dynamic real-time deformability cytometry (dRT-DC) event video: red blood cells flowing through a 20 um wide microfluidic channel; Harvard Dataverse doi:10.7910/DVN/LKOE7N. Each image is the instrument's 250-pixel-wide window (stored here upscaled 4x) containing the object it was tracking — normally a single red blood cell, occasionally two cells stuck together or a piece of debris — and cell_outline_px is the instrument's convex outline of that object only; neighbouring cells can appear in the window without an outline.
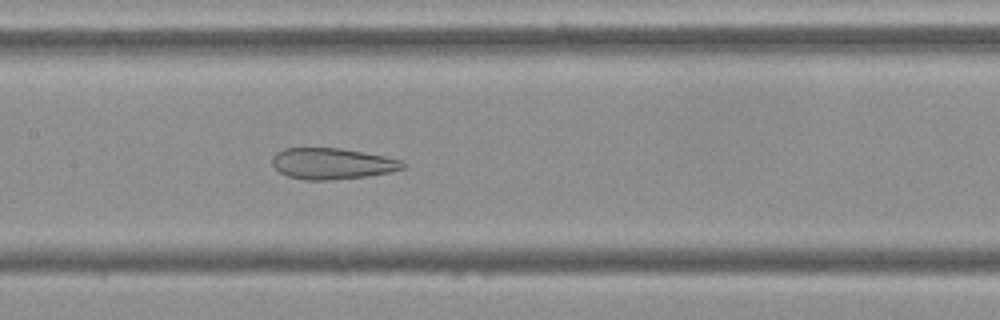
{"species": "Egyptian fruit bat (a non-hibernating species)", "species_latin": "Rousettus aegyptiacus", "temperature_condition": "cold", "stored_images_in_passage": 54, "camera_frame_rate_fps": 3000, "um_per_image_px": 0.085, "frame": {"image": 1, "passage_image": 26, "time_ms": 8.333, "image_size_px": [1000, 320], "cell_outline_px": [[408, 164], [404, 168], [392, 172], [368, 176], [332, 180], [304, 180], [288, 176], [280, 172], [272, 164], [272, 156], [276, 152], [284, 148], [340, 148], [384, 156], [404, 160]], "centroid_in_image_um": [28.27, 13.91], "position_along_channel_um": 179.1, "area_um2": 23.93}}
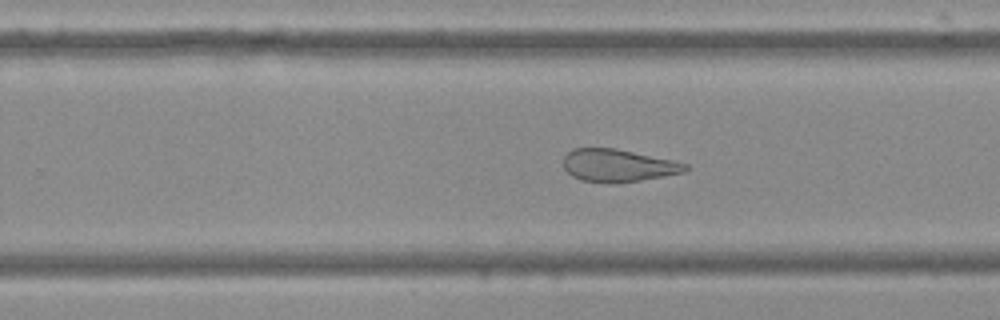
{"frame": {"image": 2, "passage_image": 34, "time_ms": 11.0, "image_size_px": [1000, 320], "cell_outline_px": [[688, 168], [684, 172], [664, 176], [616, 184], [584, 180], [572, 176], [564, 168], [564, 156], [572, 148], [616, 148], [672, 160], [688, 164]], "centroid_in_image_um": [52.53, 14.06], "position_along_channel_um": 277.3, "area_um2": 23.06}}
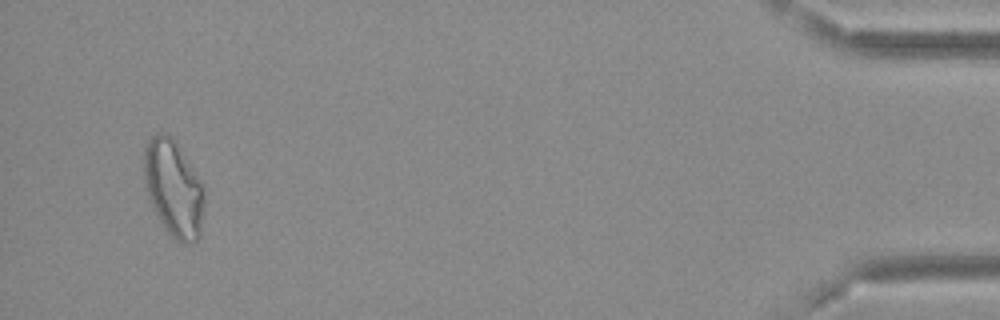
{"frame": {"image": 3, "passage_image": 52, "time_ms": 17.0, "image_size_px": [1000, 320], "cell_outline_px": [[204, 200], [200, 236], [192, 244], [180, 244], [168, 236], [152, 208], [144, 188], [144, 148], [148, 140], [152, 136], [160, 132], [164, 132], [172, 136], [200, 180], [204, 192]], "centroid_in_image_um": [14.72, 16.07], "position_along_channel_um": 420.5, "area_um2": 34.45}, "authors_computed_cell_mechanics": {"area_um2": 29.7092, "velocity_mm_per_s": 3.6973, "shape_relaxation_time_tau1_ms": null, "shape_relaxation_time_tau2_ms": 2.2447, "deformation_change_tau1": null, "deformation_change_tau2": 0.1097}}